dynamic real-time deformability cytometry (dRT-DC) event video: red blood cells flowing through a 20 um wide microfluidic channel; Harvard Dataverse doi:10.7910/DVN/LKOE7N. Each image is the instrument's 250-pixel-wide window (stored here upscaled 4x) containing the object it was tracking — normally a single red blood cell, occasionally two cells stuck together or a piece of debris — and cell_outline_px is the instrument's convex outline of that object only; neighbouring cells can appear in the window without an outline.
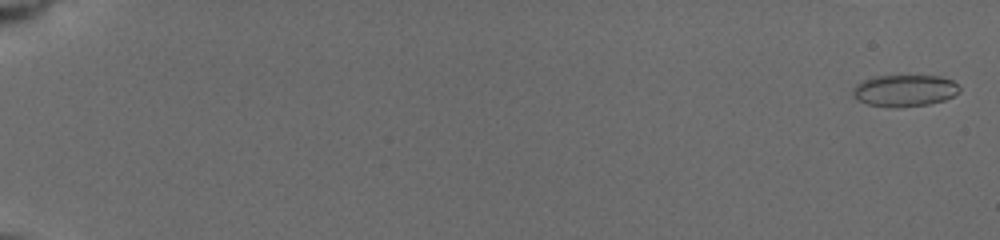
{"species": "common noctule bat (a hibernating species)", "species_latin": "Nyctalus noctula", "temperature_condition": "cold", "stored_images_in_passage": 27, "camera_frame_rate_fps": 3000, "um_per_image_px": 0.085, "animal": {"sex": "female", "body_mass_g": 19.5, "forearm_length_mm": 54.1}, "frame": {"image": 1, "passage_image": 1, "time_ms": 0.0, "image_size_px": [1000, 240], "cell_outline_px": [[960, 92], [944, 100], [928, 104], [896, 108], [868, 104], [856, 100], [852, 92], [852, 88], [860, 80], [872, 76], [940, 76], [952, 80], [960, 88]], "centroid_in_image_um": [76.84, 7.69], "position_along_channel_um": 8.2, "area_um2": 19.88}}